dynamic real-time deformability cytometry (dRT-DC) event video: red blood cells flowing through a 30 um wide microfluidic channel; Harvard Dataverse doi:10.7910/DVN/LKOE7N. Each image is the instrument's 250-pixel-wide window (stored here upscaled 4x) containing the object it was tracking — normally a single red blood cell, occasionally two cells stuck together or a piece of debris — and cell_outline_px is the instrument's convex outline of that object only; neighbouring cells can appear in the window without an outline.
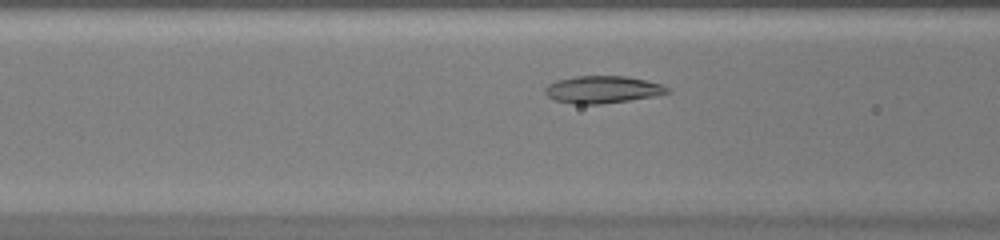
{"species": "common noctule bat (a hibernating species)", "species_latin": "Nyctalus noctula", "temperature_condition": "warm", "stored_images_in_passage": 36, "camera_frame_rate_fps": 3000, "um_per_image_px": 0.085, "animal": {"sex": "female", "body_mass_g": 20.0, "forearm_length_mm": 54.0}, "frame": {"image": 1, "passage_image": 9, "time_ms": 2.667, "image_size_px": [1000, 240], "cell_outline_px": [[672, 92], [656, 96], [600, 104], [576, 104], [556, 100], [548, 96], [544, 92], [544, 88], [548, 84], [556, 80], [576, 76], [628, 76], [660, 84], [668, 88]], "centroid_in_image_um": [51.21, 7.61], "position_along_channel_um": 115.4, "area_um2": 19.36}}
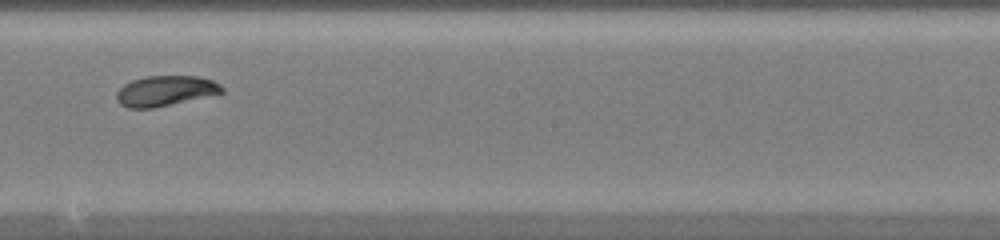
{"frame": {"image": 2, "passage_image": 17, "time_ms": 5.333, "image_size_px": [1000, 240], "cell_outline_px": [[224, 92], [152, 108], [128, 108], [120, 104], [116, 100], [116, 92], [124, 84], [132, 80], [148, 76], [196, 76], [212, 80], [220, 84], [224, 88]], "centroid_in_image_um": [14.02, 7.72], "position_along_channel_um": 234.2, "area_um2": 18.38}}
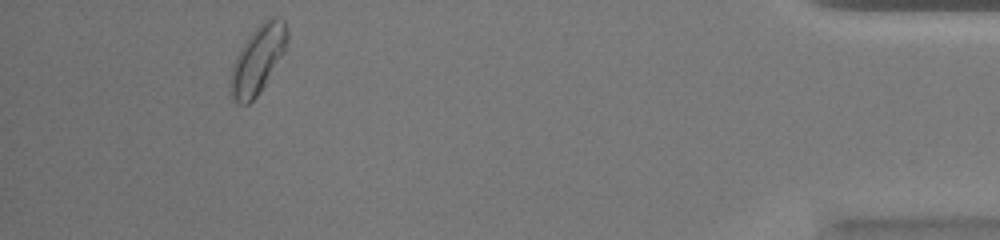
{"frame": {"image": 3, "passage_image": 33, "time_ms": 10.667, "image_size_px": [1000, 240], "cell_outline_px": [[288, 40], [284, 52], [264, 84], [256, 96], [248, 104], [240, 104], [232, 100], [228, 92], [228, 84], [232, 64], [240, 48], [248, 36], [264, 20], [272, 16], [276, 16], [284, 20], [288, 28]], "centroid_in_image_um": [21.87, 5.06], "position_along_channel_um": 413.3, "area_um2": 22.54}}